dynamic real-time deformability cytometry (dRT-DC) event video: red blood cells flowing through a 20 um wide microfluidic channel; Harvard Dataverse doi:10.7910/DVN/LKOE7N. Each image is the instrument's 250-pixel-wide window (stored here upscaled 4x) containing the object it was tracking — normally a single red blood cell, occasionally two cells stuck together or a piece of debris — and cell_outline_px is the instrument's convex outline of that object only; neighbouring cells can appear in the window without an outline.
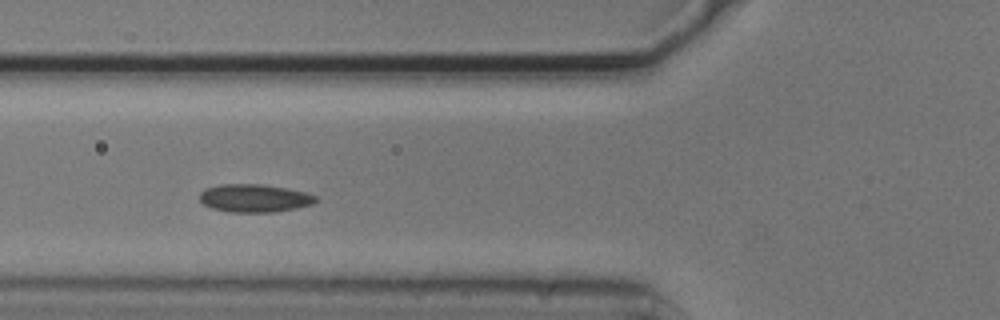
{"species": "common noctule bat (a hibernating species)", "species_latin": "Nyctalus noctula", "temperature_condition": "cold", "stored_images_in_passage": 5, "camera_frame_rate_fps": 3000, "um_per_image_px": 0.085, "animal": {"sex": "male", "body_mass_g": 20.5, "forearm_length_mm": 52.5}, "frame": {"image": 1, "passage_image": 2, "time_ms": 0.333, "image_size_px": [1000, 320], "cell_outline_px": [[320, 200], [312, 204], [296, 208], [272, 212], [228, 212], [212, 208], [204, 204], [200, 200], [200, 192], [204, 188], [220, 184], [260, 184], [288, 188], [304, 192], [316, 196]], "centroid_in_image_um": [21.62, 16.84], "position_along_channel_um": 104.2, "area_um2": 19.02}}
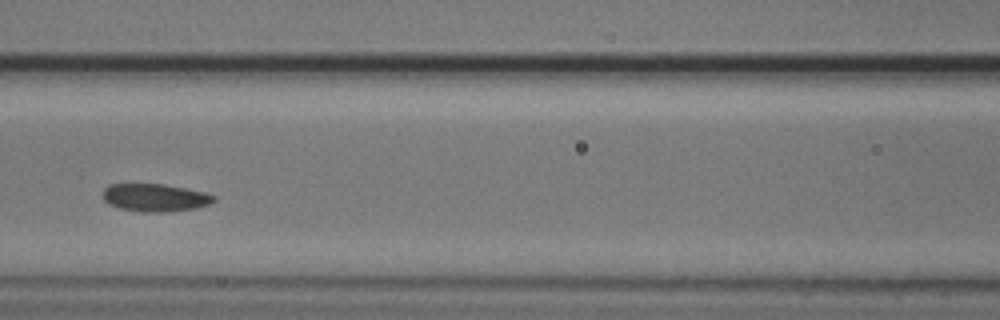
{"frame": {"image": 2, "passage_image": 3, "time_ms": 0.667, "image_size_px": [1000, 320], "cell_outline_px": [[216, 200], [208, 204], [196, 208], [164, 212], [140, 212], [120, 208], [108, 204], [104, 200], [104, 188], [108, 184], [164, 184], [204, 192], [216, 196]], "centroid_in_image_um": [13.17, 16.8], "position_along_channel_um": 153.4, "area_um2": 17.92}}